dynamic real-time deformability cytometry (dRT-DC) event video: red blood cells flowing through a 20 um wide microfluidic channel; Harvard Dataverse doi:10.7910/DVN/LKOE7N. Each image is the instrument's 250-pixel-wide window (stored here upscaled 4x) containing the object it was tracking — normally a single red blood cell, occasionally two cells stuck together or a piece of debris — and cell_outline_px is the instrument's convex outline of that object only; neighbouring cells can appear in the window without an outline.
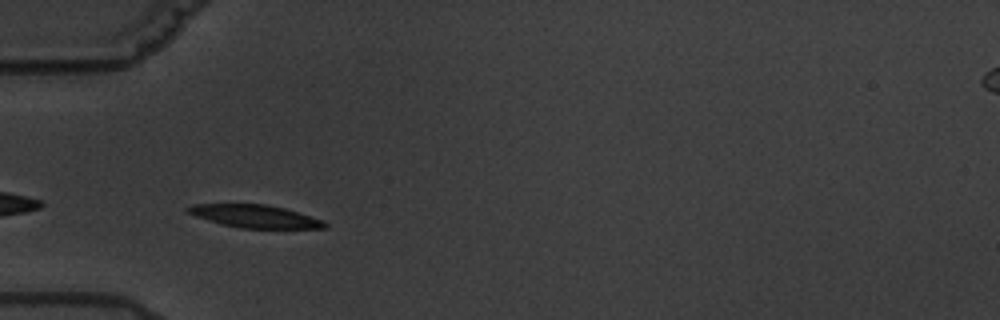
{"species": "common noctule bat (a hibernating species)", "species_latin": "Nyctalus noctula", "temperature_condition": "warm", "stored_images_in_passage": 9, "camera_frame_rate_fps": 3000, "um_per_image_px": 0.085, "animal": {"sex": "male", "body_mass_g": 19.5, "forearm_length_mm": 54.6}, "frame": {"image": 1, "passage_image": 4, "time_ms": 3.333, "image_size_px": [1000, 320], "cell_outline_px": [[328, 224], [324, 228], [240, 228], [224, 224], [196, 216], [184, 212], [184, 208], [192, 204], [268, 204], [284, 208], [324, 220]], "centroid_in_image_um": [21.65, 18.37], "position_along_channel_um": 63.3, "area_um2": 18.09}}
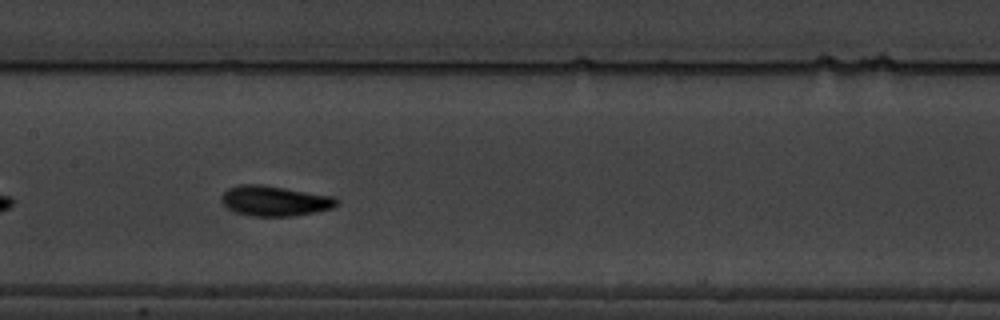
{"frame": {"image": 2, "passage_image": 7, "time_ms": 7.0, "image_size_px": [1000, 320], "cell_outline_px": [[340, 204], [332, 208], [316, 212], [292, 216], [252, 216], [232, 212], [224, 208], [220, 200], [220, 196], [228, 188], [240, 184], [264, 184], [336, 196], [340, 200]], "centroid_in_image_um": [23.35, 17.07], "position_along_channel_um": 184.1, "area_um2": 20.98}}
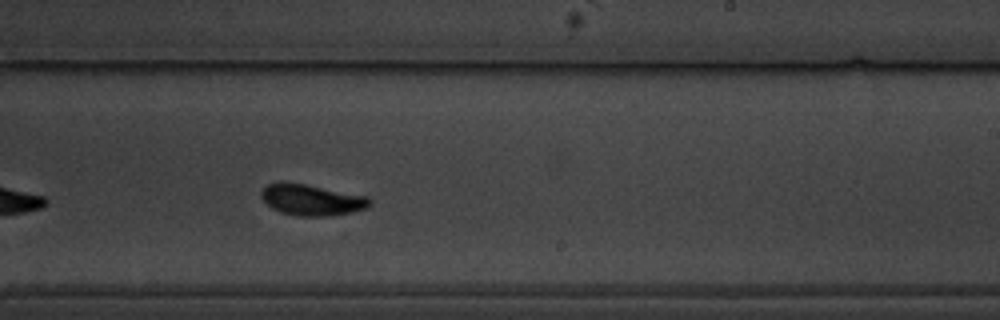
{"frame": {"image": 3, "passage_image": 9, "time_ms": 9.333, "image_size_px": [1000, 320], "cell_outline_px": [[372, 204], [368, 208], [352, 212], [328, 216], [296, 216], [280, 212], [272, 208], [260, 196], [260, 192], [268, 184], [280, 180], [284, 180], [368, 196], [372, 200]], "centroid_in_image_um": [26.49, 16.97], "position_along_channel_um": 262.5, "area_um2": 20.0}}